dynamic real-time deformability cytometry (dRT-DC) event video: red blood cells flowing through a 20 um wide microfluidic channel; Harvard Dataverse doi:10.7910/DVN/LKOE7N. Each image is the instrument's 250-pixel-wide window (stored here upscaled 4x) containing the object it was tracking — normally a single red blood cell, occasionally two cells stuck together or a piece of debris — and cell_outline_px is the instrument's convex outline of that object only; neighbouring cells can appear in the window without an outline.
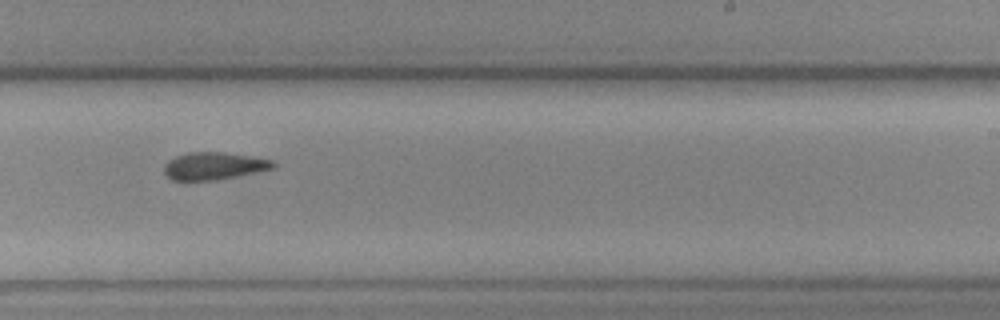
{"species": "common noctule bat (a hibernating species)", "species_latin": "Nyctalus noctula", "temperature_condition": "cold", "stored_images_in_passage": 12, "camera_frame_rate_fps": 3000, "um_per_image_px": 0.085, "animal": {"sex": "female", "body_mass_g": 19.3, "forearm_length_mm": 54.1}, "frame": {"image": 1, "passage_image": 11, "time_ms": 3.333, "image_size_px": [1000, 320], "cell_outline_px": [[276, 168], [216, 180], [172, 180], [164, 172], [164, 164], [168, 160], [184, 152], [224, 152], [252, 156], [272, 160], [276, 164]], "centroid_in_image_um": [18.18, 14.09], "position_along_channel_um": 270.8, "area_um2": 17.51}}
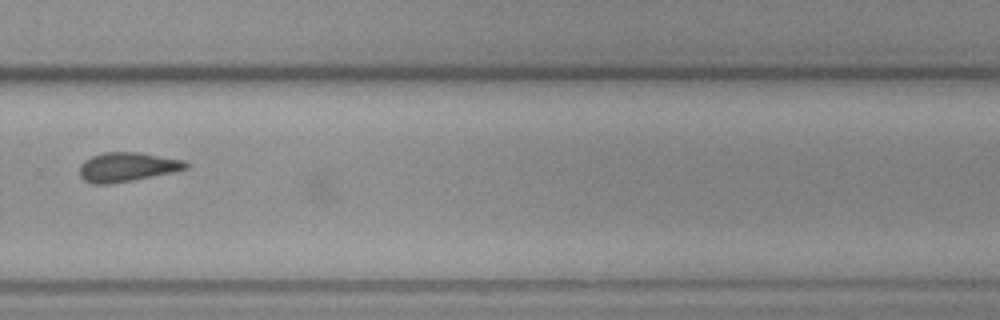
{"frame": {"image": 2, "passage_image": 12, "time_ms": 3.667, "image_size_px": [1000, 320], "cell_outline_px": [[192, 164], [188, 168], [172, 172], [132, 180], [108, 184], [92, 184], [84, 180], [80, 176], [80, 164], [84, 160], [92, 156], [104, 152], [140, 152], [184, 160]], "centroid_in_image_um": [10.82, 14.18], "position_along_channel_um": 319.0, "area_um2": 18.15}}